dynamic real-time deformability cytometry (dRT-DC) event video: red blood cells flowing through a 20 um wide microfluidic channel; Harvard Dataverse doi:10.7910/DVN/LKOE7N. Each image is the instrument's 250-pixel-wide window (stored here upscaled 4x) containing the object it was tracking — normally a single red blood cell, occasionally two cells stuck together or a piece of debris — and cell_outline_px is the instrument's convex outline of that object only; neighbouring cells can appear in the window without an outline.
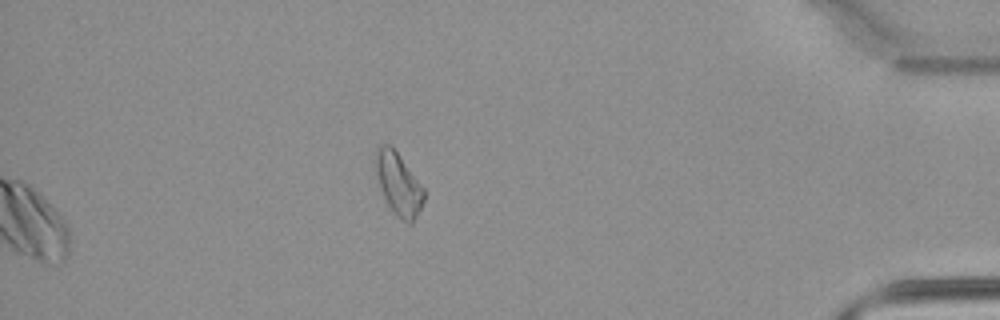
{"species": "common noctule bat (a hibernating species)", "species_latin": "Nyctalus noctula", "temperature_condition": "warm", "stored_images_in_passage": 40, "segment_of_instrument_passage": [2, 2], "camera_frame_rate_fps": 3000, "um_per_image_px": 0.085, "animal": {"sex": "male", "body_mass_g": 21.5, "forearm_length_mm": 52.0}, "frame": {"image": 1, "passage_image": 40, "time_ms": 13.0, "image_size_px": [1000, 320], "cell_outline_px": [[424, 200], [412, 224], [408, 224], [400, 220], [392, 212], [380, 188], [372, 160], [376, 148], [380, 144], [392, 144], [424, 188]], "centroid_in_image_um": [33.83, 15.59], "position_along_channel_um": 401.4, "area_um2": 18.03}}